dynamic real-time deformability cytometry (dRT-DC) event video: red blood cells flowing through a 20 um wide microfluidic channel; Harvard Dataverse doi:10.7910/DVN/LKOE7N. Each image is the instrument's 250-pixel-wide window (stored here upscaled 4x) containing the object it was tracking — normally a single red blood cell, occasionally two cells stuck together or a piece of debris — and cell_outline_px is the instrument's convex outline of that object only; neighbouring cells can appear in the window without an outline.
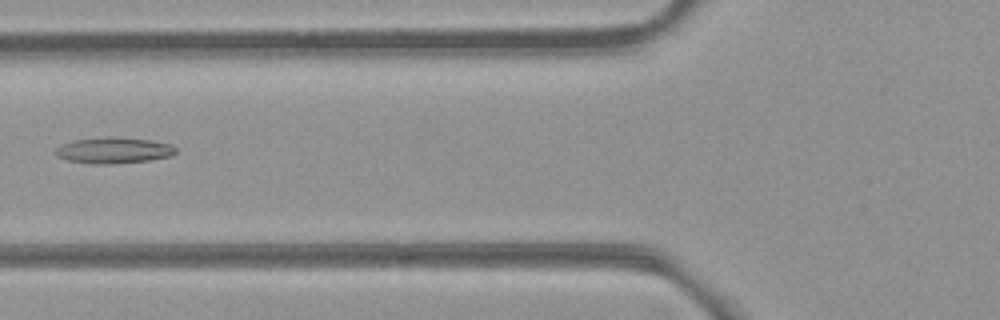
{"species": "common noctule bat (a hibernating species)", "species_latin": "Nyctalus noctula", "temperature_condition": "room temperature", "stored_images_in_passage": 8, "camera_frame_rate_fps": 3000, "um_per_image_px": 0.085, "animal": {"sex": "female", "body_mass_g": 21.9}, "frame": {"image": 1, "passage_image": 7, "time_ms": 2.0, "image_size_px": [1000, 320], "cell_outline_px": [[176, 152], [172, 156], [148, 160], [112, 164], [92, 164], [68, 160], [56, 156], [56, 148], [72, 140], [148, 140], [172, 144], [176, 148]], "centroid_in_image_um": [9.69, 12.84], "position_along_channel_um": 116.1, "area_um2": 17.11}}
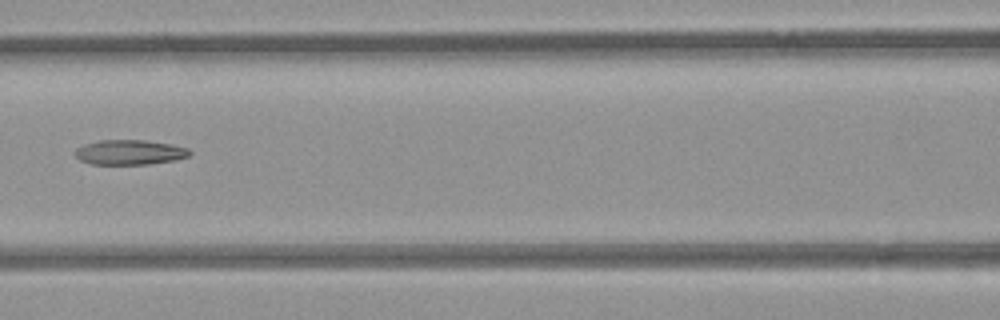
{"frame": {"image": 2, "passage_image": 8, "time_ms": 2.333, "image_size_px": [1000, 320], "cell_outline_px": [[192, 152], [188, 156], [176, 160], [148, 164], [92, 164], [80, 160], [76, 156], [76, 148], [84, 144], [100, 140], [144, 140], [172, 144], [188, 148]], "centroid_in_image_um": [11.04, 12.94], "position_along_channel_um": 155.6, "area_um2": 16.59}}